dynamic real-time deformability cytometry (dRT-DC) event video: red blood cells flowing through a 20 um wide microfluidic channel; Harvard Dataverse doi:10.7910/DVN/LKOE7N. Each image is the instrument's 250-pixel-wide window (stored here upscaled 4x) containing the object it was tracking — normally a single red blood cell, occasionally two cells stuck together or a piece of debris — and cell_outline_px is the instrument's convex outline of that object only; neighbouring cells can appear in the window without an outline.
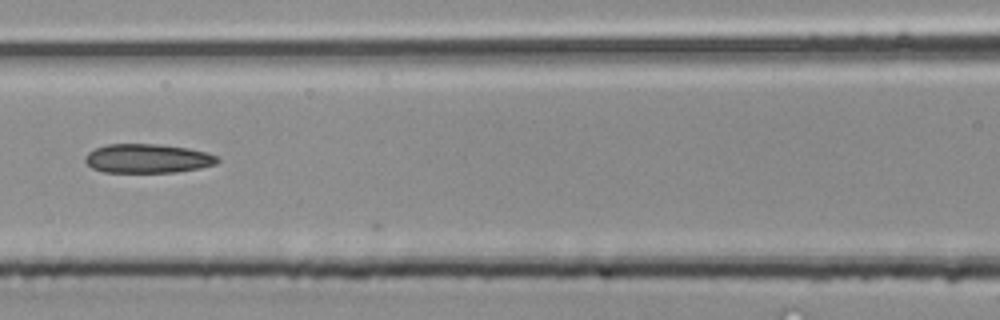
{"species": "common noctule bat (a hibernating species)", "species_latin": "Nyctalus noctula", "temperature_condition": "room temperature", "stored_images_in_passage": 9, "camera_frame_rate_fps": 3000, "um_per_image_px": 0.085, "animal": {"sex": "male", "body_mass_g": 20.4}, "frame": {"image": 1, "passage_image": 8, "time_ms": 2.333, "image_size_px": [1000, 320], "cell_outline_px": [[220, 160], [216, 164], [200, 168], [176, 172], [104, 172], [92, 168], [84, 160], [84, 156], [88, 152], [96, 148], [108, 144], [160, 144], [188, 148], [204, 152], [216, 156]], "centroid_in_image_um": [12.53, 13.47], "position_along_channel_um": 154.1, "area_um2": 22.37}}